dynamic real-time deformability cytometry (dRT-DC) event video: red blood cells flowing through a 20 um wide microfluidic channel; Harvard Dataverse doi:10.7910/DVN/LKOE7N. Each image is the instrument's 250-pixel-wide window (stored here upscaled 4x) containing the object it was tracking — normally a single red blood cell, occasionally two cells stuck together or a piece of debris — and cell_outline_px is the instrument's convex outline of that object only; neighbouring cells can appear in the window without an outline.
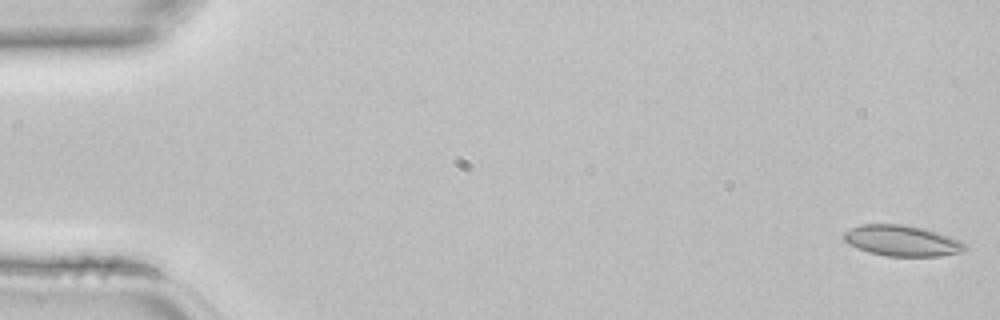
{"species": "common noctule bat (a hibernating species)", "species_latin": "Nyctalus noctula", "temperature_condition": "room temperature", "stored_images_in_passage": 4, "camera_frame_rate_fps": 3000, "um_per_image_px": 0.085, "animal": {"sex": "female", "body_mass_g": 22.7, "forearm_length_mm": 54.2}, "frame": {"image": 1, "passage_image": 1, "time_ms": 0.0, "image_size_px": [1000, 320], "cell_outline_px": [[968, 248], [960, 252], [940, 256], [884, 256], [868, 252], [848, 244], [844, 240], [844, 232], [860, 224], [904, 224], [924, 228], [960, 240], [968, 244]], "centroid_in_image_um": [76.68, 20.46], "position_along_channel_um": 8.3, "area_um2": 21.85}}
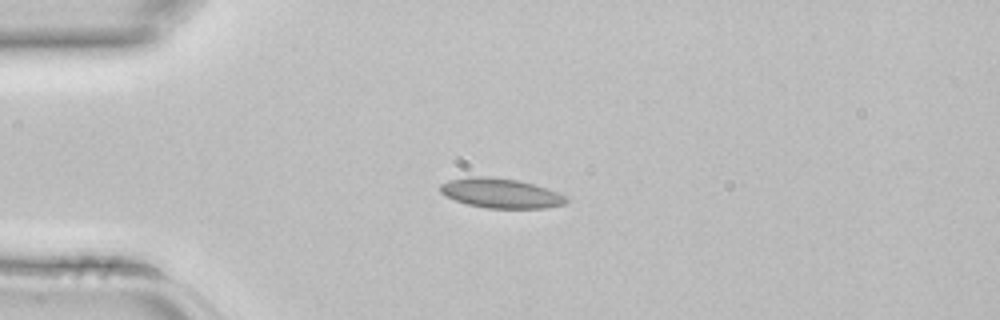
{"frame": {"image": 2, "passage_image": 4, "time_ms": 1.0, "image_size_px": [1000, 320], "cell_outline_px": [[568, 200], [564, 204], [548, 208], [484, 208], [468, 204], [444, 196], [440, 192], [440, 184], [448, 180], [468, 176], [488, 176], [516, 180], [532, 184], [556, 192], [564, 196]], "centroid_in_image_um": [42.5, 16.42], "position_along_channel_um": 42.5, "area_um2": 21.68}}